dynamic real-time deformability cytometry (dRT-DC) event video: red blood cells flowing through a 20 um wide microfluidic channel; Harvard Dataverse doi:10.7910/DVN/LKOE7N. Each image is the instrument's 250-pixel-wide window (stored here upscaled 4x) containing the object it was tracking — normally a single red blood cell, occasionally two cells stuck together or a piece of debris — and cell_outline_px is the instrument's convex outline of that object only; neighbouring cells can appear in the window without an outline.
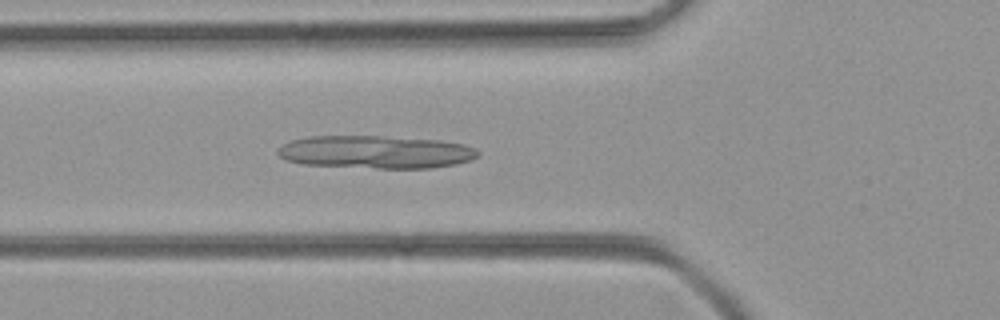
{"species": "common noctule bat (a hibernating species)", "species_latin": "Nyctalus noctula", "temperature_condition": "room temperature", "stored_images_in_passage": 38, "camera_frame_rate_fps": 3000, "um_per_image_px": 0.085, "animal": {"sex": "female", "body_mass_g": 21.9}, "frame": {"image": 1, "passage_image": 6, "time_ms": 1.667, "image_size_px": [1000, 320], "cell_outline_px": [[480, 152], [472, 160], [456, 164], [432, 168], [376, 168], [304, 164], [284, 160], [276, 152], [276, 148], [292, 140], [308, 136], [380, 136], [440, 140], [464, 144], [476, 148]], "centroid_in_image_um": [31.94, 12.92], "position_along_channel_um": 93.9, "area_um2": 38.49}}
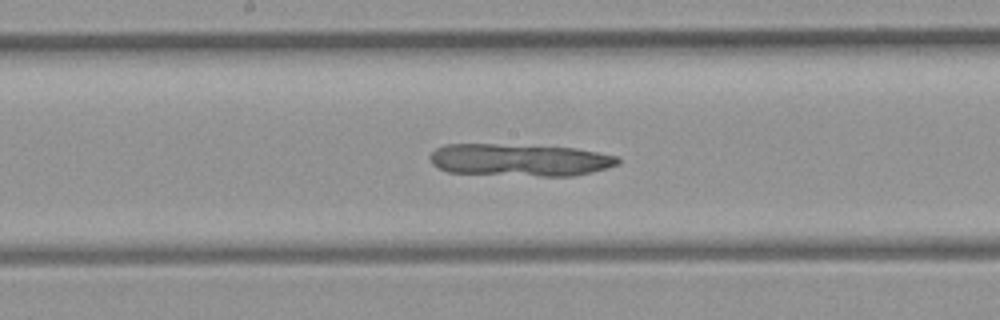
{"frame": {"image": 2, "passage_image": 14, "time_ms": 4.333, "image_size_px": [1000, 320], "cell_outline_px": [[620, 164], [592, 172], [572, 176], [540, 176], [448, 172], [432, 164], [428, 156], [436, 148], [444, 144], [496, 144], [576, 148], [616, 156], [620, 160]], "centroid_in_image_um": [44.15, 13.59], "position_along_channel_um": 204.0, "area_um2": 35.32}}
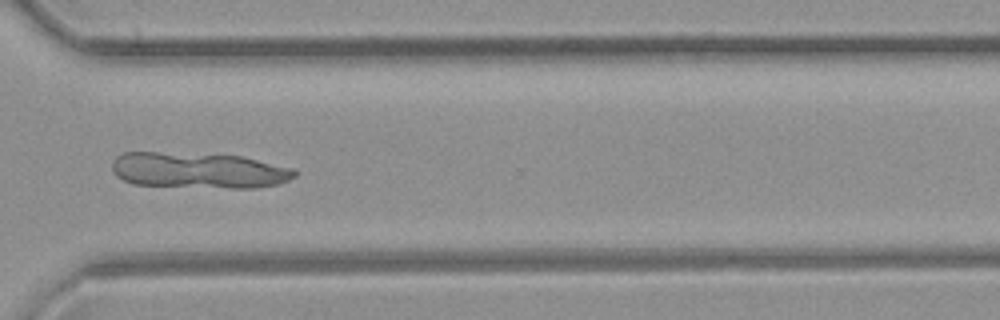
{"frame": {"image": 3, "passage_image": 25, "time_ms": 8.0, "image_size_px": [1000, 320], "cell_outline_px": [[296, 176], [280, 184], [256, 188], [232, 188], [132, 184], [116, 176], [112, 172], [112, 160], [116, 156], [124, 152], [156, 152], [240, 156], [292, 168], [296, 172]], "centroid_in_image_um": [16.85, 14.49], "position_along_channel_um": 353.7, "area_um2": 38.03}}